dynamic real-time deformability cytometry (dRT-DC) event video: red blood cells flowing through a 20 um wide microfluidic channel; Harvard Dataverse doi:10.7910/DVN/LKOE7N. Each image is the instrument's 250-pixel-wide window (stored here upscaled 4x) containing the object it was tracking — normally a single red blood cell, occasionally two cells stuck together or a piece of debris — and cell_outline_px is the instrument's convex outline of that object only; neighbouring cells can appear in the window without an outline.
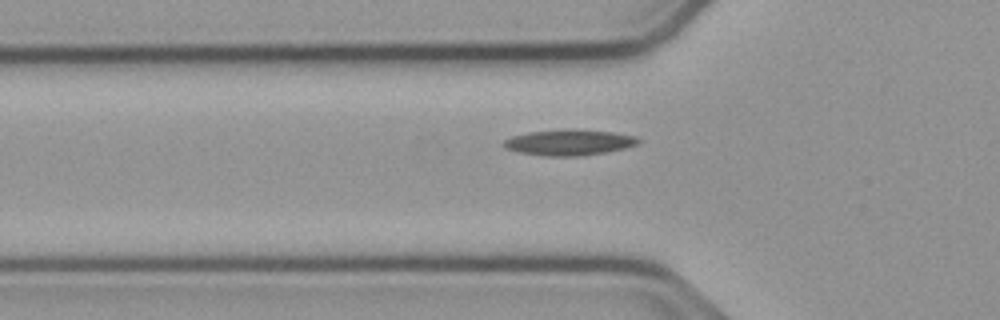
{"species": "common noctule bat (a hibernating species)", "species_latin": "Nyctalus noctula", "temperature_condition": "cold", "stored_images_in_passage": 40, "camera_frame_rate_fps": 3000, "um_per_image_px": 0.085, "animal": {"sex": "male", "body_mass_g": 23.1, "forearm_length_mm": 52.7}, "frame": {"image": 1, "passage_image": 10, "time_ms": 3.0, "image_size_px": [1000, 320], "cell_outline_px": [[640, 144], [608, 152], [580, 156], [544, 156], [520, 152], [504, 148], [504, 140], [512, 136], [528, 132], [568, 128], [576, 128], [612, 132], [636, 136], [640, 140]], "centroid_in_image_um": [48.4, 12.09], "position_along_channel_um": 77.4, "area_um2": 20.52}}
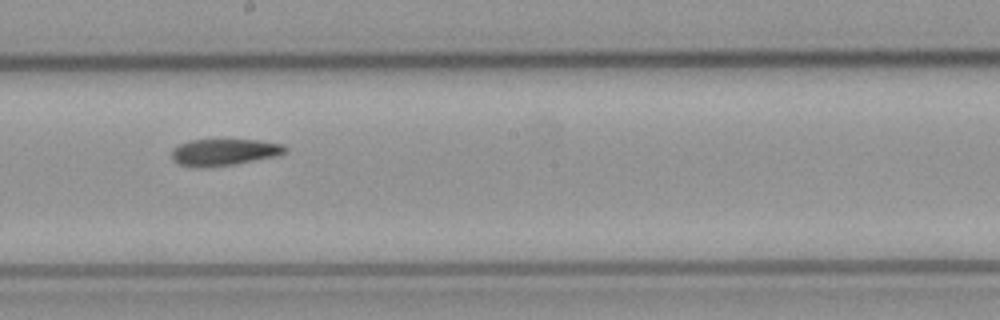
{"frame": {"image": 2, "passage_image": 22, "time_ms": 7.0, "image_size_px": [1000, 320], "cell_outline_px": [[288, 152], [276, 156], [236, 164], [208, 168], [192, 168], [180, 164], [172, 156], [172, 148], [180, 144], [192, 140], [260, 140], [284, 144], [288, 148]], "centroid_in_image_um": [19.1, 12.95], "position_along_channel_um": 229.1, "area_um2": 17.86}}
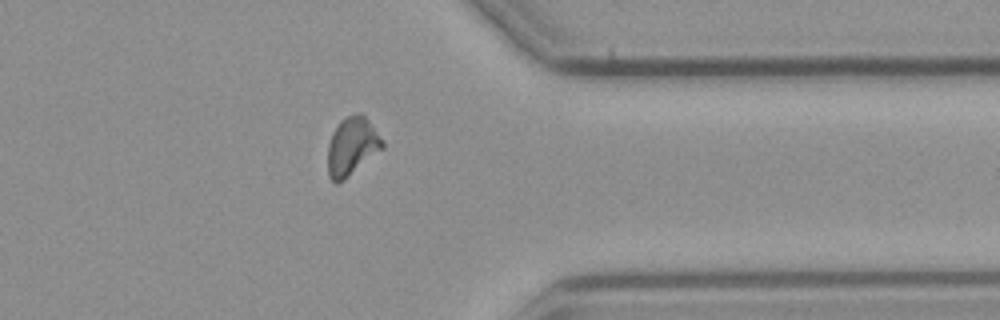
{"frame": {"image": 3, "passage_image": 35, "time_ms": 11.333, "image_size_px": [1000, 320], "cell_outline_px": [[384, 148], [344, 180], [336, 184], [328, 176], [328, 144], [332, 132], [340, 120], [356, 112], [360, 112], [368, 120], [384, 140]], "centroid_in_image_um": [29.92, 12.43], "position_along_channel_um": 381.5, "area_um2": 18.67}}